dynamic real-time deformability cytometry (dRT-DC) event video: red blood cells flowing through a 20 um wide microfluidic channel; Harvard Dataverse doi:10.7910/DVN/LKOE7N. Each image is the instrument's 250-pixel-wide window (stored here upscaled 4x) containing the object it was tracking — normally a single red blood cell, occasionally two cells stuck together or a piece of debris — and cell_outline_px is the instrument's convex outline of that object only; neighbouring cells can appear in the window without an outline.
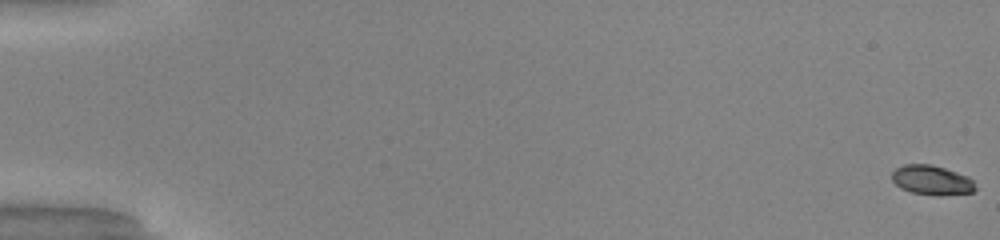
{"species": "common noctule bat (a hibernating species)", "species_latin": "Nyctalus noctula", "temperature_condition": "warm", "stored_images_in_passage": 53, "camera_frame_rate_fps": 3000, "um_per_image_px": 0.085, "animal": {"sex": "male", "body_mass_g": 20.0, "forearm_length_mm": 53.3}, "frame": {"image": 1, "passage_image": 1, "time_ms": 0.0, "image_size_px": [1000, 240], "cell_outline_px": [[976, 188], [972, 192], [912, 192], [900, 188], [892, 180], [892, 172], [896, 168], [904, 164], [932, 164], [968, 176], [972, 180]], "centroid_in_image_um": [79.14, 15.23], "position_along_channel_um": 5.9, "area_um2": 13.47}}
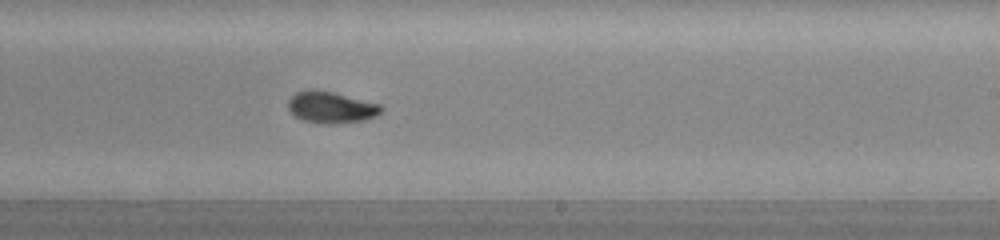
{"frame": {"image": 2, "passage_image": 33, "time_ms": 10.667, "image_size_px": [1000, 240], "cell_outline_px": [[384, 108], [376, 116], [364, 120], [332, 124], [324, 124], [304, 120], [292, 116], [288, 108], [288, 100], [296, 92], [308, 88], [316, 88], [380, 104]], "centroid_in_image_um": [28.1, 9.11], "position_along_channel_um": 260.9, "area_um2": 17.28}}
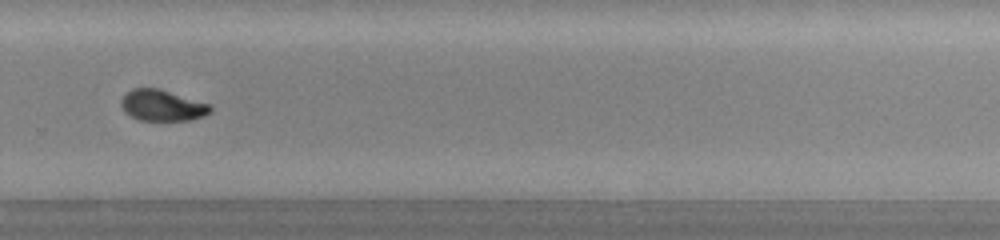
{"frame": {"image": 3, "passage_image": 37, "time_ms": 12.0, "image_size_px": [1000, 240], "cell_outline_px": [[212, 112], [204, 116], [192, 120], [140, 120], [124, 112], [120, 104], [120, 100], [132, 88], [160, 88], [212, 104]], "centroid_in_image_um": [13.84, 8.95], "position_along_channel_um": 316.0, "area_um2": 16.42}, "authors_computed_cell_mechanics": {"area_um2": 16.2996, "velocity_mm_per_s": 4.1328, "shape_relaxation_time_tau1_ms": 2.851, "shape_relaxation_time_tau2_ms": 2.1235, "deformation_change_tau1": 0.1514, "deformation_change_tau2": 0.0619}}